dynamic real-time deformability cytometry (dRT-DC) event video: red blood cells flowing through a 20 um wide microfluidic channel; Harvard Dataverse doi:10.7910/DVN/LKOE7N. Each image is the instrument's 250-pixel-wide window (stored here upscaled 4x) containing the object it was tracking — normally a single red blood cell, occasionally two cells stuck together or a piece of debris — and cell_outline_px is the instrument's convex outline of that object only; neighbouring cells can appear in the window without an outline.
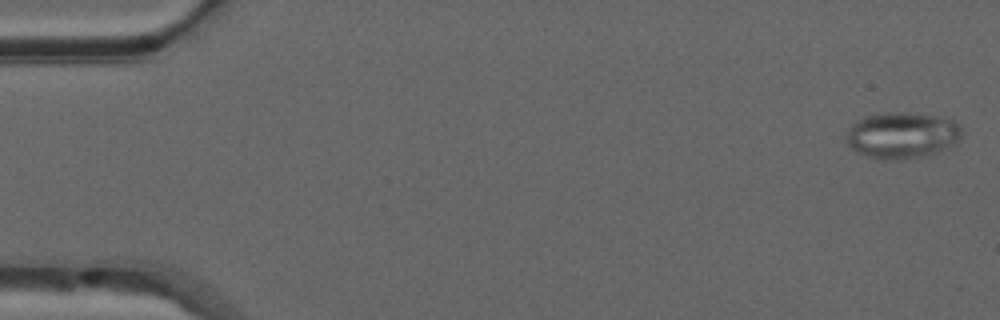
{"species": "common noctule bat (a hibernating species)", "species_latin": "Nyctalus noctula", "temperature_condition": "warm", "stored_images_in_passage": 50, "camera_frame_rate_fps": 3000, "um_per_image_px": 0.085, "animal": {"sex": "male", "forearm_length_mm": 52.5}, "frame": {"image": 1, "passage_image": 1, "time_ms": 0.0, "image_size_px": [1000, 320], "cell_outline_px": [[960, 136], [956, 144], [936, 152], [920, 156], [900, 160], [884, 160], [868, 156], [856, 152], [848, 144], [844, 136], [848, 128], [856, 120], [864, 116], [884, 112], [900, 112], [936, 116], [952, 120], [960, 128]], "centroid_in_image_um": [76.6, 11.5], "position_along_channel_um": 8.4, "area_um2": 31.1}}
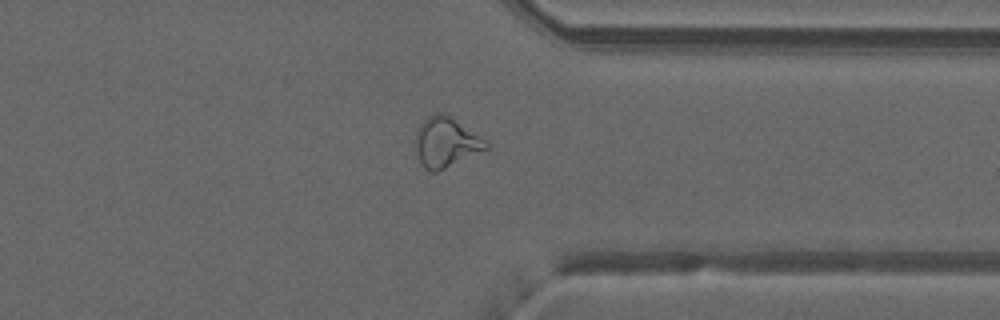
{"frame": {"image": 2, "passage_image": 39, "time_ms": 12.667, "image_size_px": [1000, 320], "cell_outline_px": [[488, 148], [436, 172], [432, 172], [424, 168], [420, 164], [416, 148], [416, 132], [420, 124], [428, 116], [436, 112], [440, 112], [452, 116], [484, 140], [488, 144]], "centroid_in_image_um": [37.87, 12.08], "position_along_channel_um": 373.5, "area_um2": 20.17}}
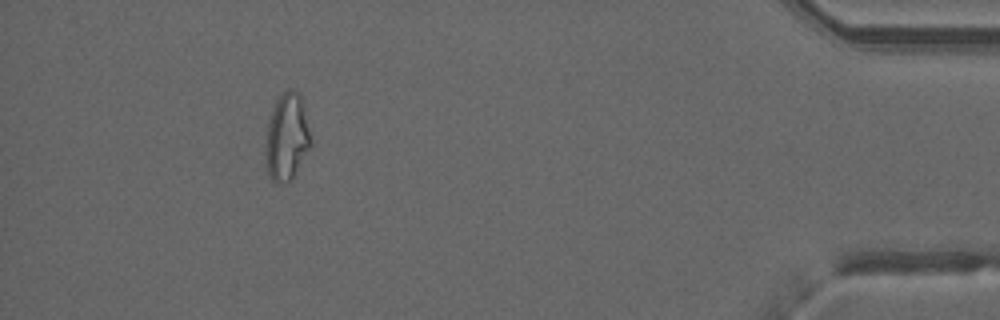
{"frame": {"image": 3, "passage_image": 46, "time_ms": 15.0, "image_size_px": [1000, 320], "cell_outline_px": [[312, 144], [292, 180], [276, 184], [268, 176], [264, 164], [264, 140], [268, 120], [272, 108], [276, 100], [284, 88], [292, 88], [300, 92], [304, 96], [312, 140]], "centroid_in_image_um": [24.38, 11.6], "position_along_channel_um": 410.8, "area_um2": 24.45}, "authors_computed_cell_mechanics": {"area_um2": 22.542, "velocity_mm_per_s": 4.0431, "shape_relaxation_time_tau1_ms": null, "shape_relaxation_time_tau2_ms": 2.4381, "deformation_change_tau1": null, "deformation_change_tau2": 0.1088}}